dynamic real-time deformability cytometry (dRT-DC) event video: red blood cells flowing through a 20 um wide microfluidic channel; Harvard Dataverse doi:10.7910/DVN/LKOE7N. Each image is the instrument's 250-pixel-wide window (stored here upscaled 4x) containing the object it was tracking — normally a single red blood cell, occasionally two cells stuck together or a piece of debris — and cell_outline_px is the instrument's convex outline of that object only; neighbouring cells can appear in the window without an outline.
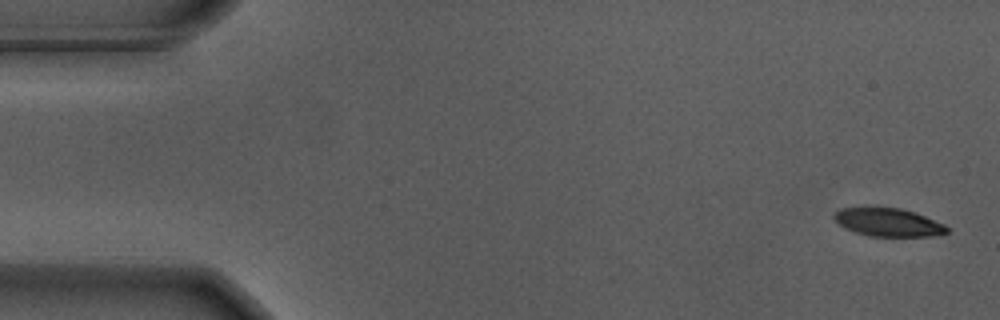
{"species": "Egyptian fruit bat (a non-hibernating species)", "species_latin": "Rousettus aegyptiacus", "temperature_condition": "warm", "stored_images_in_passage": 55, "camera_frame_rate_fps": 3000, "um_per_image_px": 0.085, "animal": {"sex": "male"}, "frame": {"image": 1, "passage_image": 1, "time_ms": 0.0, "image_size_px": [1000, 320], "cell_outline_px": [[948, 232], [932, 236], [872, 236], [856, 232], [844, 228], [832, 216], [840, 208], [864, 204], [900, 208], [924, 216], [944, 224], [948, 228]], "centroid_in_image_um": [75.42, 18.84], "position_along_channel_um": 9.6, "area_um2": 18.96}}
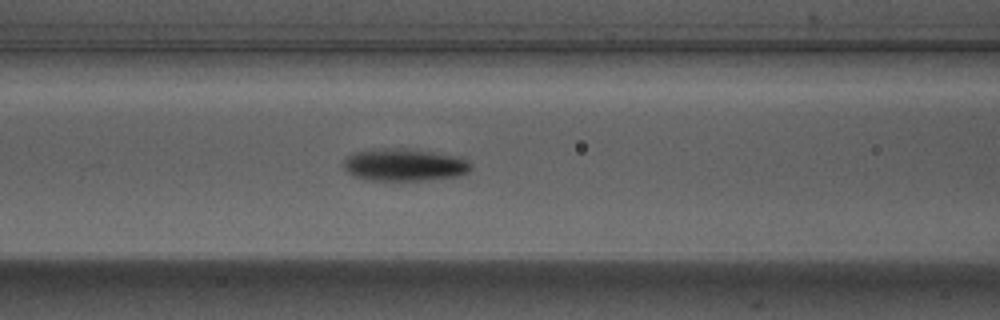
{"frame": {"image": 2, "passage_image": 22, "time_ms": 7.0, "image_size_px": [1000, 320], "cell_outline_px": [[472, 168], [468, 172], [456, 176], [420, 180], [364, 180], [352, 176], [344, 168], [344, 160], [348, 156], [356, 152], [432, 152], [452, 156], [468, 160], [472, 164]], "centroid_in_image_um": [34.39, 14.09], "position_along_channel_um": 132.2, "area_um2": 22.37}}
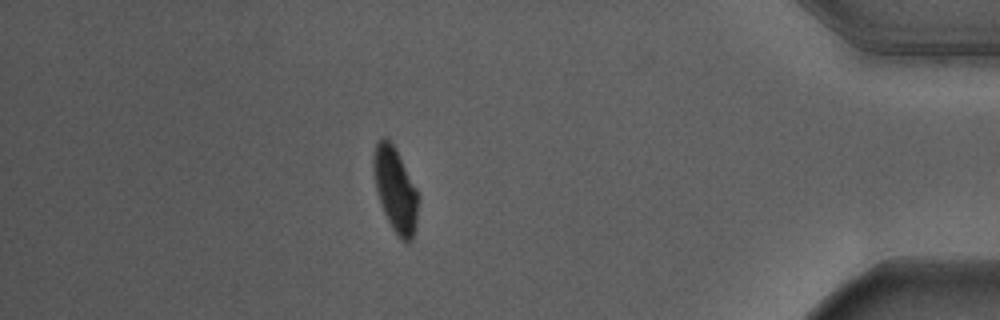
{"frame": {"image": 3, "passage_image": 48, "time_ms": 15.667, "image_size_px": [1000, 320], "cell_outline_px": [[420, 196], [416, 228], [412, 240], [408, 244], [400, 240], [392, 228], [384, 212], [376, 188], [372, 164], [372, 156], [376, 144], [384, 136], [392, 144], [416, 188]], "centroid_in_image_um": [33.63, 16.2], "position_along_channel_um": 401.6, "area_um2": 21.91}, "authors_computed_cell_mechanics": {"area_um2": 22.1952, "velocity_mm_per_s": 3.6548, "shape_relaxation_time_tau1_ms": 3.4792, "shape_relaxation_time_tau2_ms": 5.6386, "deformation_change_tau1": 0.176, "deformation_change_tau2": 0.0891}}